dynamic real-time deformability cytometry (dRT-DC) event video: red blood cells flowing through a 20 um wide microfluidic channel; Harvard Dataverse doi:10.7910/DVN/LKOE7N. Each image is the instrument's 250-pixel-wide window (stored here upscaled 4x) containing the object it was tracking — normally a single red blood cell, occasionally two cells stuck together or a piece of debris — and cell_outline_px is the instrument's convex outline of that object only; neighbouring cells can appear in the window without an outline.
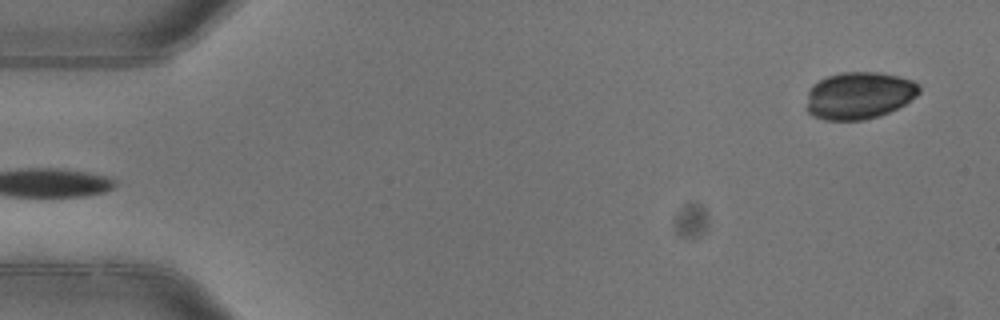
{"species": "common noctule bat (a hibernating species)", "species_latin": "Nyctalus noctula", "temperature_condition": "warm", "stored_images_in_passage": 4, "segment_of_instrument_passage": [2, 2], "camera_frame_rate_fps": 3000, "um_per_image_px": 0.085, "animal": {"sex": "female"}, "frame": {"image": 1, "passage_image": 4, "time_ms": 1.0, "image_size_px": [1000, 320], "cell_outline_px": [[920, 92], [916, 96], [904, 104], [888, 112], [864, 120], [824, 120], [812, 116], [804, 108], [808, 92], [812, 84], [828, 76], [840, 72], [880, 72], [912, 80], [920, 88]], "centroid_in_image_um": [72.96, 8.12], "position_along_channel_um": 12.0, "area_um2": 31.04}}